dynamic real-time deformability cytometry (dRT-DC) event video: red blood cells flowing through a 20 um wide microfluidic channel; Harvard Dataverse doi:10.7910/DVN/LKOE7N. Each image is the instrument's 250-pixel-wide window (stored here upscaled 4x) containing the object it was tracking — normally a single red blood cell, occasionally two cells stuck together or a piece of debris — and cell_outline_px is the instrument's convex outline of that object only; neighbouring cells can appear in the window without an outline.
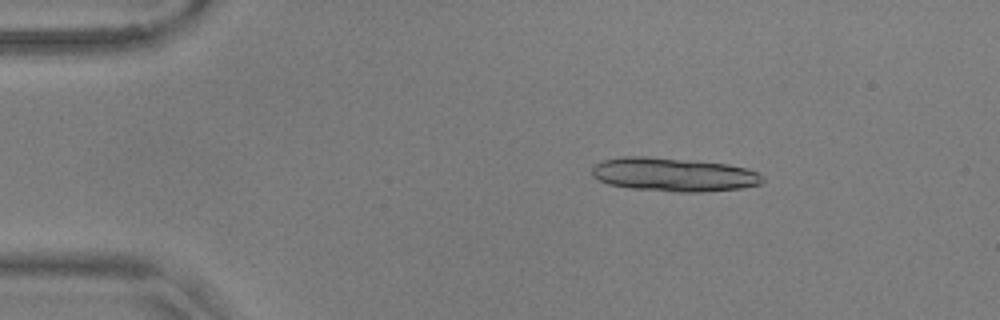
{"species": "common noctule bat (a hibernating species)", "species_latin": "Nyctalus noctula", "temperature_condition": "warm", "stored_images_in_passage": 56, "camera_frame_rate_fps": 3000, "um_per_image_px": 0.085, "animal": {"sex": "male", "body_mass_g": 17.9, "forearm_length_mm": 54.2}, "frame": {"image": 1, "passage_image": 9, "time_ms": 2.667, "image_size_px": [1000, 320], "cell_outline_px": [[764, 180], [760, 184], [740, 188], [700, 192], [676, 192], [628, 188], [608, 184], [592, 176], [592, 164], [604, 160], [624, 156], [644, 156], [728, 164], [748, 168], [760, 172], [764, 176]], "centroid_in_image_um": [57.26, 14.84], "position_along_channel_um": 27.7, "area_um2": 33.64}}
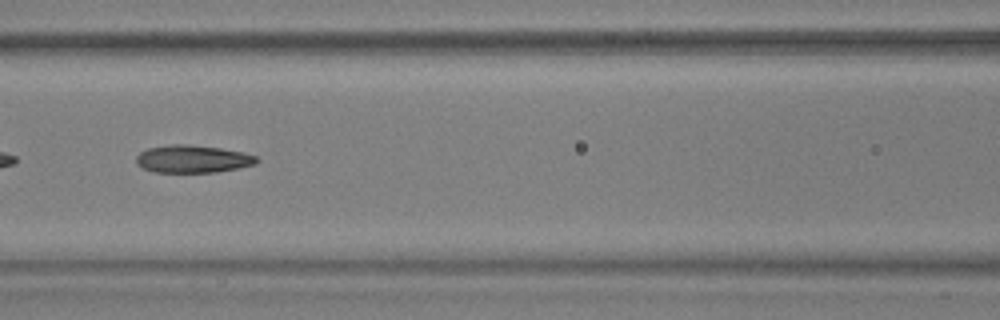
{"frame": {"image": 2, "passage_image": 25, "time_ms": 8.0, "image_size_px": [1000, 320], "cell_outline_px": [[260, 160], [256, 164], [216, 172], [152, 172], [136, 164], [136, 156], [140, 152], [148, 148], [172, 144], [188, 144], [220, 148], [244, 152], [256, 156]], "centroid_in_image_um": [16.38, 13.51], "position_along_channel_um": 150.2, "area_um2": 19.42}}
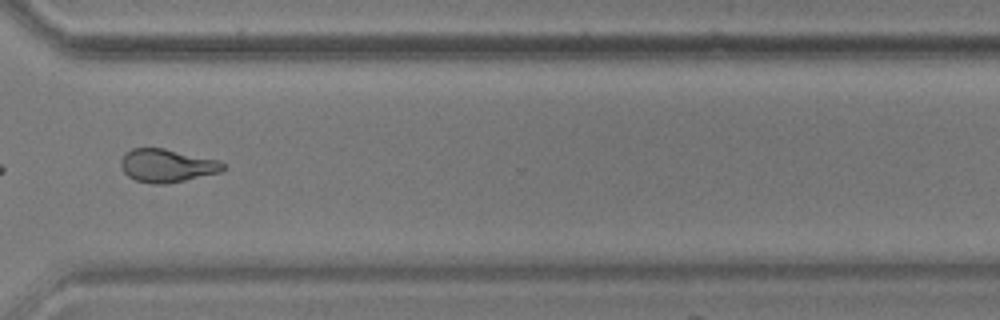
{"frame": {"image": 3, "passage_image": 42, "time_ms": 13.667, "image_size_px": [1000, 320], "cell_outline_px": [[224, 168], [220, 172], [184, 180], [164, 184], [156, 184], [136, 180], [128, 176], [124, 172], [120, 164], [120, 160], [124, 152], [132, 148], [164, 148], [220, 160], [224, 164]], "centroid_in_image_um": [14.16, 14.06], "position_along_channel_um": 356.4, "area_um2": 19.71}, "authors_computed_cell_mechanics": {"area_um2": 21.1548, "velocity_mm_per_s": 3.6426, "shape_relaxation_time_tau1_ms": 7.5245, "shape_relaxation_time_tau2_ms": 2.7935, "deformation_change_tau1": 0.1781, "deformation_change_tau2": 0.1142}}